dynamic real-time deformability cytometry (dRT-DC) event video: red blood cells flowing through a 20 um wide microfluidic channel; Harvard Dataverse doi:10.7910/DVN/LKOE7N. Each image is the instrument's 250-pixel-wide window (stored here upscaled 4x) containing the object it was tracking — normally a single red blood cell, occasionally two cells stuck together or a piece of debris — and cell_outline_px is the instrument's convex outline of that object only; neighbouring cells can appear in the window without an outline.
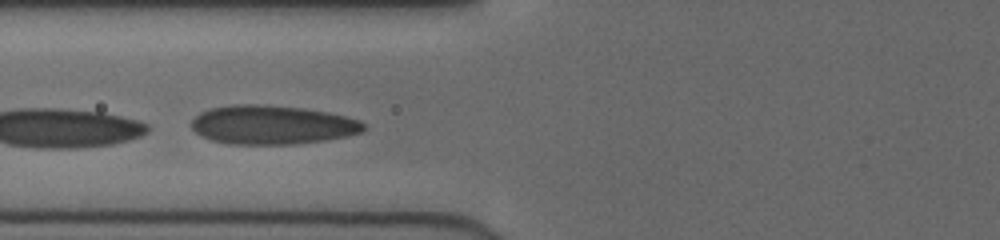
{"species": "human", "species_latin": "Homo sapiens", "temperature_condition": "cold", "stored_images_in_passage": 17, "camera_frame_rate_fps": 3000, "um_per_image_px": 0.085, "donor": {"sex": "female"}, "frame": {"image": 1, "passage_image": 10, "time_ms": 3.0, "image_size_px": [1000, 240], "cell_outline_px": [[368, 128], [364, 132], [348, 136], [324, 140], [292, 144], [228, 144], [212, 140], [200, 136], [192, 128], [192, 120], [200, 112], [208, 108], [232, 104], [264, 104], [304, 108], [328, 112], [360, 120]], "centroid_in_image_um": [23.14, 10.6], "position_along_channel_um": 102.7, "area_um2": 39.42}}